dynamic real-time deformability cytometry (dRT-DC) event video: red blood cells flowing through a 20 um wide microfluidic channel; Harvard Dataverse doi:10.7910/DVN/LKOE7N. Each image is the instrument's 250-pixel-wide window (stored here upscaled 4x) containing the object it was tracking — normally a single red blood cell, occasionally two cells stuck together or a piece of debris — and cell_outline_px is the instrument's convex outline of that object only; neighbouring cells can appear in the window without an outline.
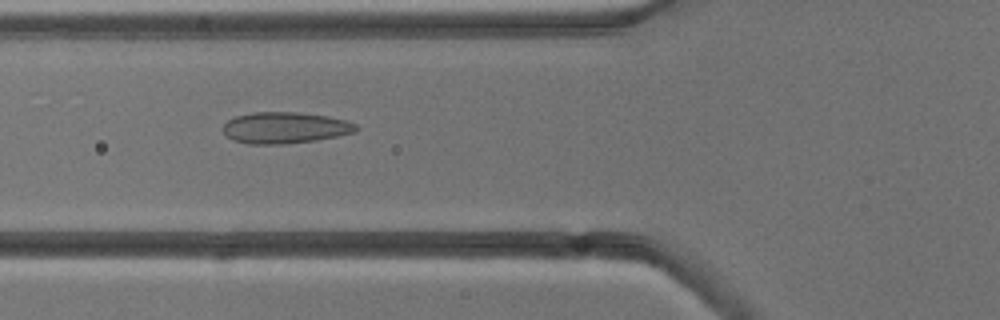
{"species": "common noctule bat (a hibernating species)", "species_latin": "Nyctalus noctula", "temperature_condition": "cold", "stored_images_in_passage": 7, "camera_frame_rate_fps": 3000, "um_per_image_px": 0.085, "animal": {"sex": "male", "body_mass_g": 13.3}, "frame": {"image": 1, "passage_image": 6, "time_ms": 5.667, "image_size_px": [1000, 320], "cell_outline_px": [[360, 128], [356, 132], [316, 140], [284, 144], [248, 144], [232, 140], [224, 132], [224, 124], [228, 120], [236, 116], [252, 112], [296, 112], [328, 116], [344, 120], [356, 124]], "centroid_in_image_um": [24.23, 10.86], "position_along_channel_um": 101.6, "area_um2": 24.28}}
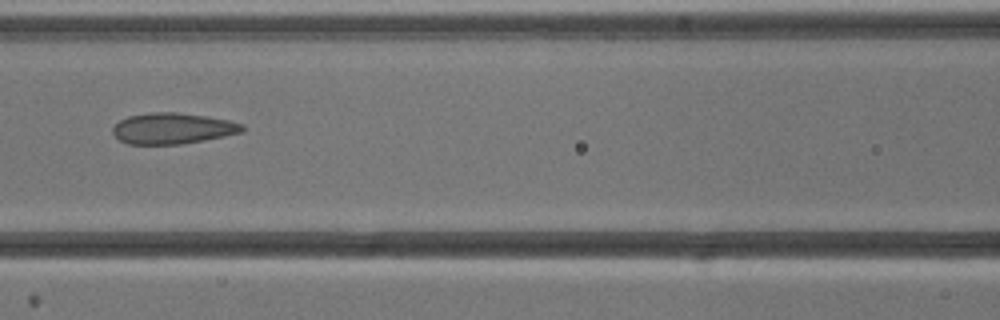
{"frame": {"image": 2, "passage_image": 7, "time_ms": 7.0, "image_size_px": [1000, 320], "cell_outline_px": [[244, 132], [224, 136], [180, 144], [128, 144], [120, 140], [112, 132], [112, 128], [120, 120], [128, 116], [152, 112], [176, 112], [208, 116], [228, 120], [244, 124]], "centroid_in_image_um": [14.69, 10.91], "position_along_channel_um": 151.9, "area_um2": 23.35}}